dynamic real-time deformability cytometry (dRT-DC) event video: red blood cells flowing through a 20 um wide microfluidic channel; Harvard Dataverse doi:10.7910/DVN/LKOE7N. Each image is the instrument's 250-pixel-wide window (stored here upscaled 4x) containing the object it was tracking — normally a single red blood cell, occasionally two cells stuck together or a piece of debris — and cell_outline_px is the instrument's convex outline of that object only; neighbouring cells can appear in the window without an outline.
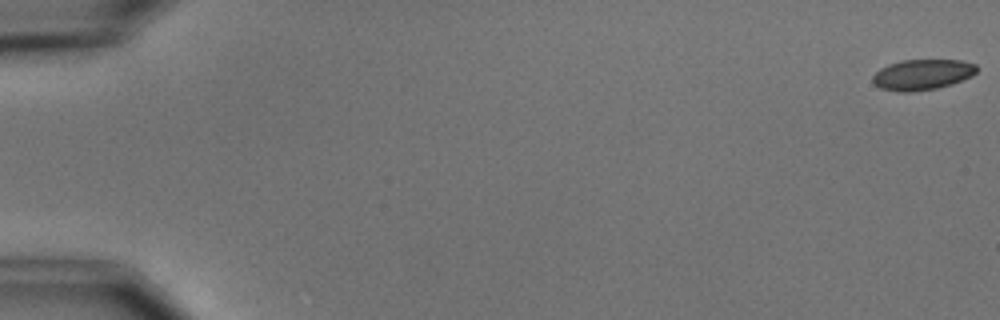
{"species": "common noctule bat (a hibernating species)", "species_latin": "Nyctalus noctula", "temperature_condition": "cold", "stored_images_in_passage": 6, "camera_frame_rate_fps": 3000, "um_per_image_px": 0.085, "animal": {"sex": "male", "body_mass_g": 15.6}, "frame": {"image": 1, "passage_image": 1, "time_ms": 0.0, "image_size_px": [1000, 320], "cell_outline_px": [[976, 72], [972, 76], [952, 84], [936, 88], [912, 92], [896, 92], [880, 88], [872, 80], [872, 76], [880, 68], [888, 64], [904, 60], [960, 60], [976, 64]], "centroid_in_image_um": [78.38, 6.34], "position_along_channel_um": 6.6, "area_um2": 18.55}}
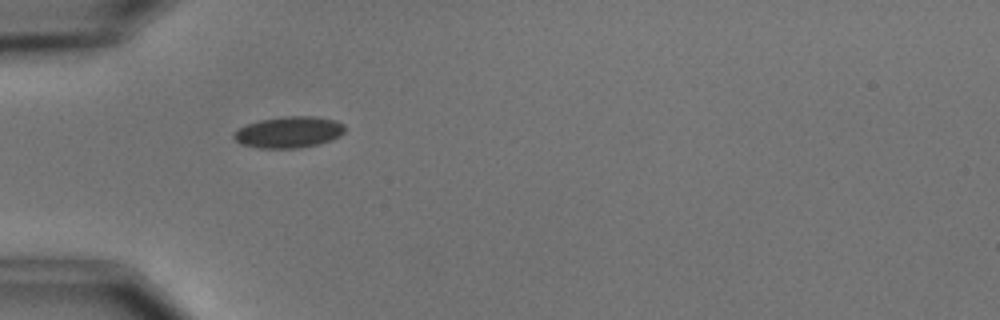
{"frame": {"image": 2, "passage_image": 5, "time_ms": 5.667, "image_size_px": [1000, 320], "cell_outline_px": [[344, 132], [340, 136], [332, 140], [316, 144], [296, 148], [260, 148], [240, 144], [232, 136], [240, 128], [248, 124], [260, 120], [284, 116], [312, 116], [336, 120], [344, 124]], "centroid_in_image_um": [24.57, 11.23], "position_along_channel_um": 60.4, "area_um2": 20.11}}